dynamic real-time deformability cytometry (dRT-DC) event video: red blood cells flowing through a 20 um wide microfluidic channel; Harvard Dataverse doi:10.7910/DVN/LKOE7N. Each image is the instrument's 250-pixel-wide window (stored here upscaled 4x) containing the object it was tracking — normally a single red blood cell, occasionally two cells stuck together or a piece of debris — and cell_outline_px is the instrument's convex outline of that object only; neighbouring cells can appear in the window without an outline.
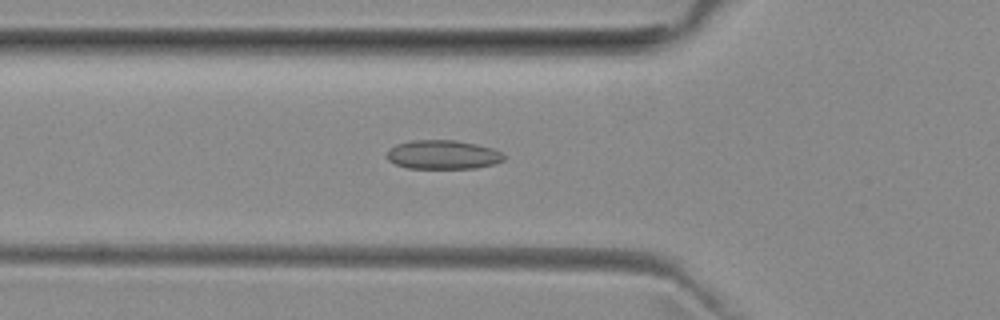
{"species": "common noctule bat (a hibernating species)", "species_latin": "Nyctalus noctula", "temperature_condition": "room temperature", "stored_images_in_passage": 52, "camera_frame_rate_fps": 3000, "um_per_image_px": 0.085, "animal": {"sex": "female", "body_mass_g": 29.2, "forearm_length_mm": 56.3}, "frame": {"image": 1, "passage_image": 18, "time_ms": 5.667, "image_size_px": [1000, 320], "cell_outline_px": [[504, 160], [492, 164], [476, 168], [408, 168], [396, 164], [388, 160], [388, 152], [396, 144], [412, 140], [452, 140], [476, 144], [492, 148], [500, 152], [504, 156]], "centroid_in_image_um": [37.65, 13.15], "position_along_channel_um": 88.2, "area_um2": 19.48}}
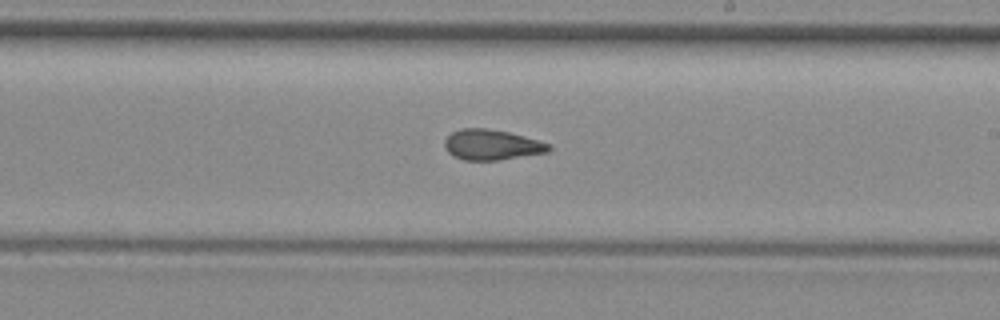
{"frame": {"image": 2, "passage_image": 30, "time_ms": 9.667, "image_size_px": [1000, 320], "cell_outline_px": [[552, 148], [548, 152], [500, 160], [464, 160], [448, 152], [444, 144], [444, 140], [452, 132], [460, 128], [488, 128], [508, 132], [524, 136], [552, 144]], "centroid_in_image_um": [41.82, 12.3], "position_along_channel_um": 247.2, "area_um2": 18.5}}
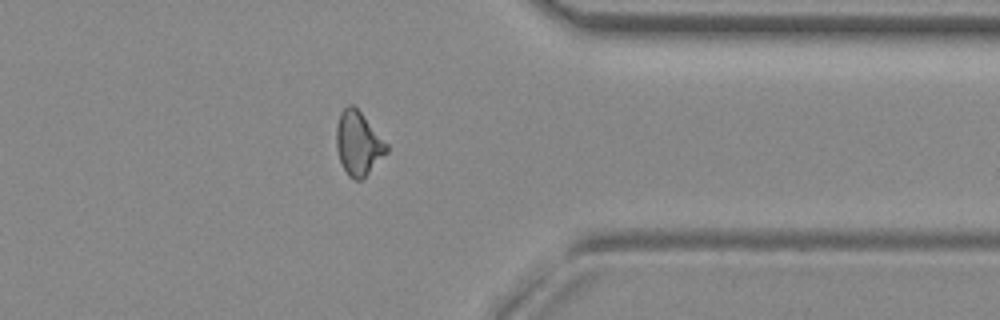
{"frame": {"image": 3, "passage_image": 41, "time_ms": 13.333, "image_size_px": [1000, 320], "cell_outline_px": [[388, 152], [360, 180], [356, 180], [348, 176], [340, 160], [336, 148], [336, 124], [340, 112], [348, 104], [352, 104], [360, 112], [388, 144]], "centroid_in_image_um": [30.44, 12.17], "position_along_channel_um": 381.0, "area_um2": 18.44}, "authors_computed_cell_mechanics": {"area_um2": 18.8428, "velocity_mm_per_s": 3.9706, "shape_relaxation_time_tau1_ms": null, "shape_relaxation_time_tau2_ms": 2.0678, "deformation_change_tau1": null, "deformation_change_tau2": 0.0927}}